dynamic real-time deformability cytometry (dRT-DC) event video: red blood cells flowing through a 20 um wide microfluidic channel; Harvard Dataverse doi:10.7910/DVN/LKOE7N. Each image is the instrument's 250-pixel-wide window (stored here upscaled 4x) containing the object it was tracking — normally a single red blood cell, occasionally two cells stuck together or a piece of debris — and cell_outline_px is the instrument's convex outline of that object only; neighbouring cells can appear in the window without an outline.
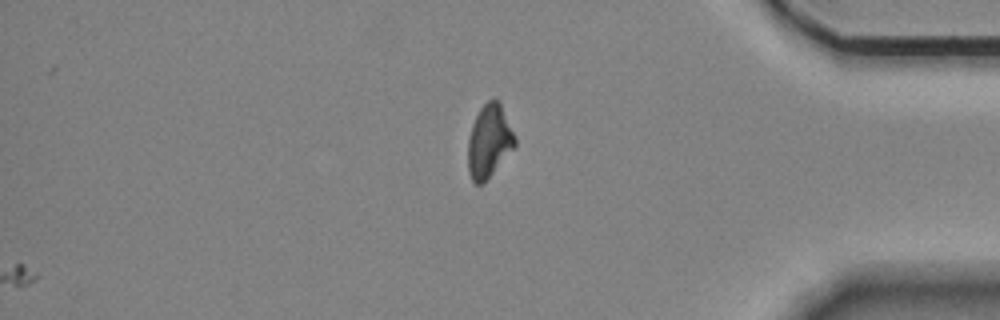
{"species": "Egyptian fruit bat (a non-hibernating species)", "species_latin": "Rousettus aegyptiacus", "temperature_condition": "room temperature", "stored_images_in_passage": 57, "segment_of_instrument_passage": [2, 2], "camera_frame_rate_fps": 3000, "um_per_image_px": 0.085, "animal": {"sex": "female"}, "frame": {"image": 1, "passage_image": 57, "time_ms": 18.667, "image_size_px": [1000, 320], "cell_outline_px": [[516, 144], [484, 184], [476, 184], [472, 180], [468, 172], [468, 140], [472, 124], [480, 108], [488, 100], [496, 100], [500, 104], [516, 140]], "centroid_in_image_um": [41.54, 12.05], "position_along_channel_um": 393.7, "area_um2": 19.54}}